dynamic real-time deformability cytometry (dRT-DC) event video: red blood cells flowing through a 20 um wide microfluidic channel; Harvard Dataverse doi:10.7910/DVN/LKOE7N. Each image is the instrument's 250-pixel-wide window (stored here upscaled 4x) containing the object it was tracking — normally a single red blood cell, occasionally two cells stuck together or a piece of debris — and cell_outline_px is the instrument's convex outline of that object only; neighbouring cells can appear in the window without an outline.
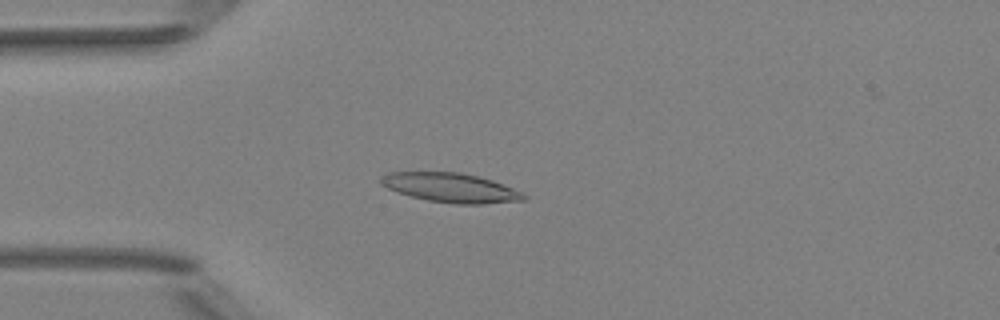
{"species": "Egyptian fruit bat (a non-hibernating species)", "species_latin": "Rousettus aegyptiacus", "temperature_condition": "room temperature", "stored_images_in_passage": 5, "camera_frame_rate_fps": 3000, "um_per_image_px": 0.085, "animal": {"sex": "female"}, "frame": {"image": 1, "passage_image": 4, "time_ms": 1.0, "image_size_px": [1000, 320], "cell_outline_px": [[528, 196], [524, 200], [484, 204], [456, 204], [428, 200], [396, 192], [380, 184], [380, 176], [384, 172], [460, 172], [480, 176], [492, 180], [524, 192]], "centroid_in_image_um": [38.32, 15.95], "position_along_channel_um": 46.7, "area_um2": 24.62}}